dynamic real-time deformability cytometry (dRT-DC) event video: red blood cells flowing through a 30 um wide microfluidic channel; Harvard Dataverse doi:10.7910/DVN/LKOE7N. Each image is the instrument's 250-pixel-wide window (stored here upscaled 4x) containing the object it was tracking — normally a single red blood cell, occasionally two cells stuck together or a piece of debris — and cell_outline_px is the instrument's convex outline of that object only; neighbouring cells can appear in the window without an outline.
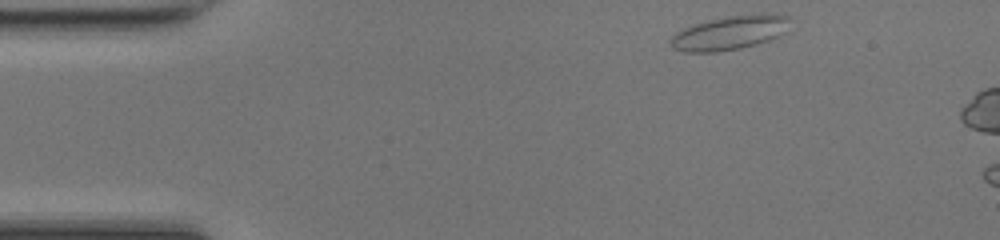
{"species": "common noctule bat (a hibernating species)", "species_latin": "Nyctalus noctula", "temperature_condition": "room temperature", "stored_images_in_passage": 5, "camera_frame_rate_fps": 3000, "um_per_image_px": 0.085, "animal": {"sex": "female", "body_mass_g": 17.0, "forearm_length_mm": 48.0}, "frame": {"image": 1, "passage_image": 1, "time_ms": 0.0, "image_size_px": [1000, 240], "cell_outline_px": [[792, 16], [784, 32], [780, 36], [756, 44], [740, 48], [716, 52], [684, 52], [672, 48], [668, 40], [676, 32], [684, 28], [708, 20], [728, 16], [752, 12], [768, 12]], "centroid_in_image_um": [62.06, 2.76], "position_along_channel_um": 22.9, "area_um2": 24.1}}